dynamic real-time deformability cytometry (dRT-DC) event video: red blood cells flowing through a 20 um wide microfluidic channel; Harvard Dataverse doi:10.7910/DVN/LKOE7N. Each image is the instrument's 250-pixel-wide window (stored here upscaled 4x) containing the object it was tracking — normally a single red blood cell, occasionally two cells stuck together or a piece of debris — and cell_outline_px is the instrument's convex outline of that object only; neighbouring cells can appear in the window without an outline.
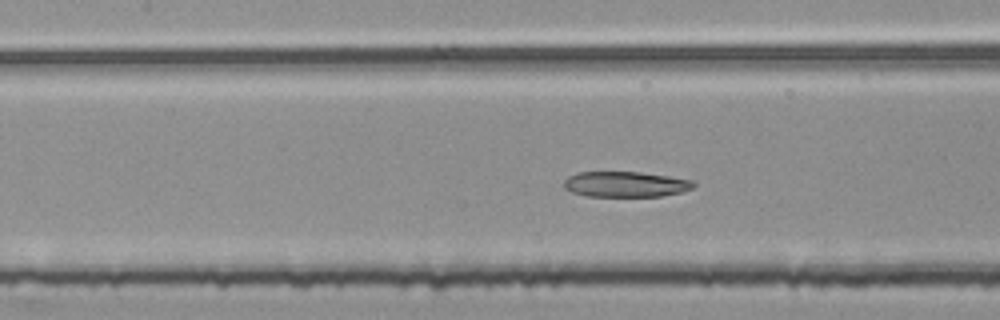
{"species": "common noctule bat (a hibernating species)", "species_latin": "Nyctalus noctula", "temperature_condition": "room temperature", "stored_images_in_passage": 50, "segment_of_instrument_passage": [2, 2], "camera_frame_rate_fps": 3000, "um_per_image_px": 0.085, "animal": {"sex": "female", "body_mass_g": 25.1}, "frame": {"image": 1, "passage_image": 22, "time_ms": 7.0, "image_size_px": [1000, 320], "cell_outline_px": [[696, 184], [692, 188], [684, 192], [660, 196], [584, 196], [572, 192], [564, 188], [564, 180], [568, 176], [576, 172], [640, 172], [668, 176], [692, 180]], "centroid_in_image_um": [53.16, 15.66], "position_along_channel_um": 154.2, "area_um2": 19.36}}
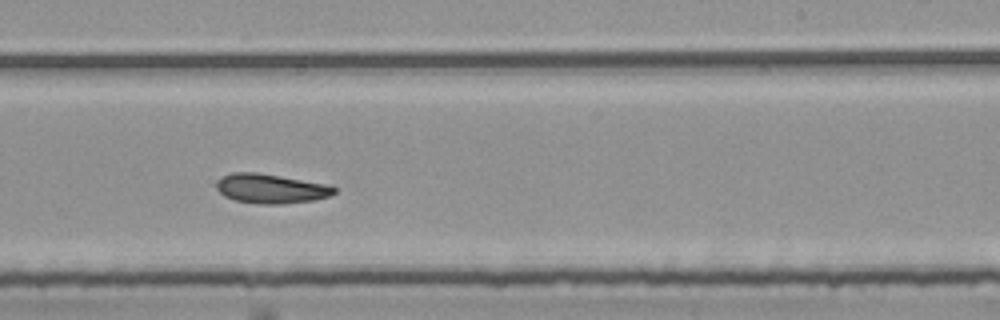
{"frame": {"image": 2, "passage_image": 31, "time_ms": 10.0, "image_size_px": [1000, 320], "cell_outline_px": [[336, 192], [328, 196], [312, 200], [280, 204], [256, 204], [236, 200], [224, 196], [216, 188], [216, 184], [220, 176], [232, 172], [256, 172], [332, 184], [336, 188]], "centroid_in_image_um": [23.03, 16.02], "position_along_channel_um": 266.0, "area_um2": 20.4}}
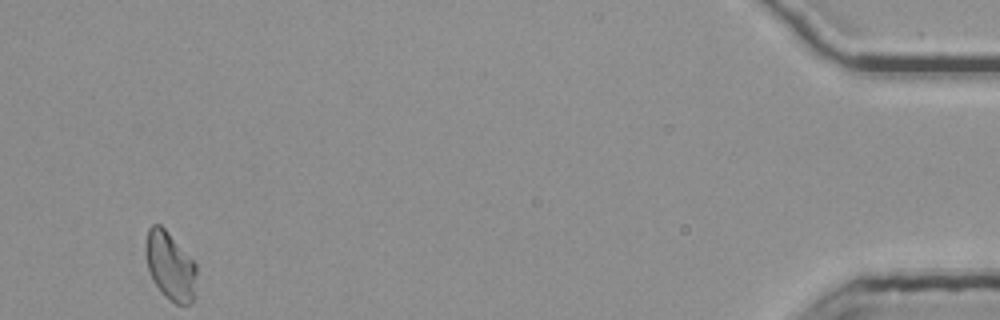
{"frame": {"image": 3, "passage_image": 50, "time_ms": 16.333, "image_size_px": [1000, 320], "cell_outline_px": [[196, 272], [192, 300], [188, 304], [176, 304], [164, 296], [152, 280], [144, 256], [144, 244], [148, 228], [152, 224], [160, 224], [164, 228], [196, 264]], "centroid_in_image_um": [14.4, 22.58], "position_along_channel_um": 420.8, "area_um2": 20.11}}